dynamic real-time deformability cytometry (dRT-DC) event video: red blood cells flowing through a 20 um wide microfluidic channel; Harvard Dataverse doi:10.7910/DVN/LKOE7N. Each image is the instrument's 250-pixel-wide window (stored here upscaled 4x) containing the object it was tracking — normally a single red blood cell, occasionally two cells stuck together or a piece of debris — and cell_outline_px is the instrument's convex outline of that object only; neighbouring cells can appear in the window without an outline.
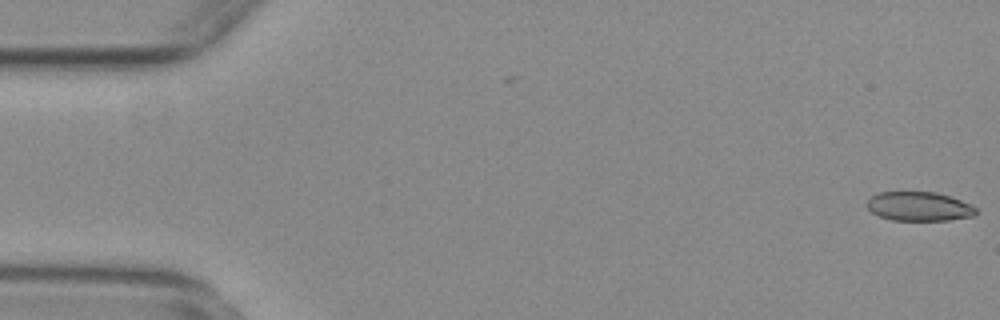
{"species": "common noctule bat (a hibernating species)", "species_latin": "Nyctalus noctula", "temperature_condition": "warm", "stored_images_in_passage": 2, "camera_frame_rate_fps": 3000, "um_per_image_px": 0.085, "animal": {"sex": "female", "body_mass_g": 29.2, "forearm_length_mm": 56.3}, "frame": {"image": 1, "passage_image": 2, "time_ms": 0.333, "image_size_px": [1000, 320], "cell_outline_px": [[976, 216], [948, 220], [892, 220], [880, 216], [872, 212], [868, 208], [868, 200], [872, 196], [880, 192], [936, 192], [960, 200], [976, 208]], "centroid_in_image_um": [78.13, 17.55], "position_along_channel_um": 6.9, "area_um2": 18.26}}